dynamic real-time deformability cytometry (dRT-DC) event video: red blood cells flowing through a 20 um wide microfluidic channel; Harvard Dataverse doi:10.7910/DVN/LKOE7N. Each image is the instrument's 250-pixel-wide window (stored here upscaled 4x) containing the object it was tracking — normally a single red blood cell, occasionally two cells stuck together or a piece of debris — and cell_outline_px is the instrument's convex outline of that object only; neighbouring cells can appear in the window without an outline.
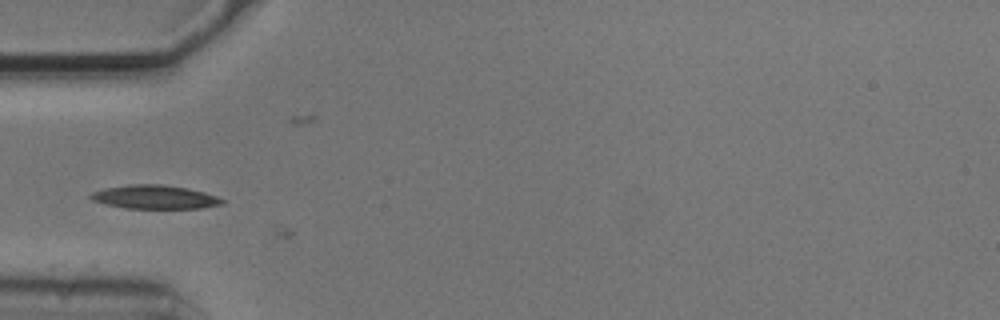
{"species": "common noctule bat (a hibernating species)", "species_latin": "Nyctalus noctula", "temperature_condition": "cold", "stored_images_in_passage": 6, "camera_frame_rate_fps": 3000, "um_per_image_px": 0.085, "animal": {"sex": "male", "body_mass_g": 20.5, "forearm_length_mm": 52.5}, "frame": {"image": 1, "passage_image": 1, "time_ms": 0.0, "image_size_px": [1000, 320], "cell_outline_px": [[228, 200], [224, 204], [200, 208], [124, 208], [92, 200], [88, 196], [92, 192], [108, 188], [132, 184], [160, 184], [188, 188], [204, 192]], "centroid_in_image_um": [13.22, 16.75], "position_along_channel_um": 71.8, "area_um2": 18.03}}
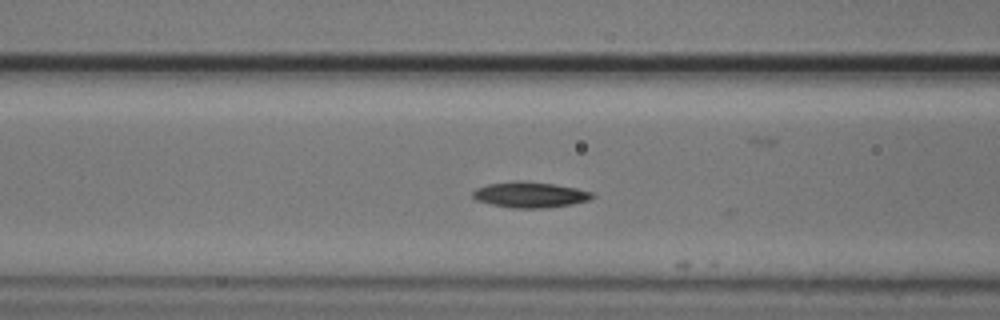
{"frame": {"image": 2, "passage_image": 5, "time_ms": 1.333, "image_size_px": [1000, 320], "cell_outline_px": [[596, 196], [588, 200], [572, 204], [548, 208], [512, 208], [492, 204], [476, 200], [472, 196], [472, 192], [476, 188], [488, 184], [516, 180], [520, 180], [556, 184], [576, 188], [592, 192]], "centroid_in_image_um": [45.06, 16.54], "position_along_channel_um": 121.5, "area_um2": 18.03}}